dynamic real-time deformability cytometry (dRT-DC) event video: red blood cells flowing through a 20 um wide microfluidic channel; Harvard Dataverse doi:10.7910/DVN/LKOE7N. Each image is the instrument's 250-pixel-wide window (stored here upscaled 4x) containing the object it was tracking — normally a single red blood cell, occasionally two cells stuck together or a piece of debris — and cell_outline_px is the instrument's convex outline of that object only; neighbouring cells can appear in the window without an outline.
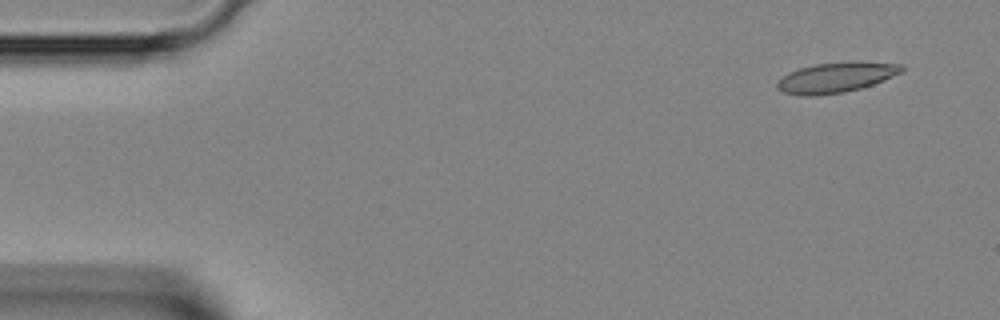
{"species": "Egyptian fruit bat (a non-hibernating species)", "species_latin": "Rousettus aegyptiacus", "temperature_condition": "room temperature", "stored_images_in_passage": 12, "camera_frame_rate_fps": 3000, "um_per_image_px": 0.085, "animal": {"sex": "female"}, "frame": {"image": 1, "passage_image": 3, "time_ms": 0.667, "image_size_px": [1000, 320], "cell_outline_px": [[904, 72], [884, 80], [860, 88], [844, 92], [812, 96], [804, 96], [784, 92], [776, 88], [776, 80], [788, 72], [800, 68], [816, 64], [900, 64], [904, 68]], "centroid_in_image_um": [70.96, 6.64], "position_along_channel_um": 14.0, "area_um2": 20.98}}